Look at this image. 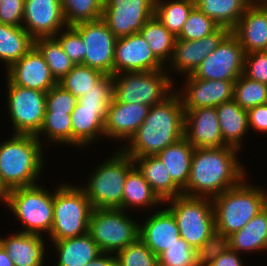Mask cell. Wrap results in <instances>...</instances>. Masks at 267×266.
I'll return each instance as SVG.
<instances>
[{
    "mask_svg": "<svg viewBox=\"0 0 267 266\" xmlns=\"http://www.w3.org/2000/svg\"><path fill=\"white\" fill-rule=\"evenodd\" d=\"M238 149L230 146L195 148L183 195L213 198L238 186L246 173L237 159Z\"/></svg>",
    "mask_w": 267,
    "mask_h": 266,
    "instance_id": "obj_1",
    "label": "cell"
},
{
    "mask_svg": "<svg viewBox=\"0 0 267 266\" xmlns=\"http://www.w3.org/2000/svg\"><path fill=\"white\" fill-rule=\"evenodd\" d=\"M185 111L173 91L163 102L150 107L147 117L122 150L130 157L156 156L184 137Z\"/></svg>",
    "mask_w": 267,
    "mask_h": 266,
    "instance_id": "obj_2",
    "label": "cell"
},
{
    "mask_svg": "<svg viewBox=\"0 0 267 266\" xmlns=\"http://www.w3.org/2000/svg\"><path fill=\"white\" fill-rule=\"evenodd\" d=\"M42 151L34 135L13 134L0 144V178L9 191L36 184L44 163Z\"/></svg>",
    "mask_w": 267,
    "mask_h": 266,
    "instance_id": "obj_3",
    "label": "cell"
},
{
    "mask_svg": "<svg viewBox=\"0 0 267 266\" xmlns=\"http://www.w3.org/2000/svg\"><path fill=\"white\" fill-rule=\"evenodd\" d=\"M246 182L243 180L238 186L212 198L215 230L226 236L242 229L265 208L264 190Z\"/></svg>",
    "mask_w": 267,
    "mask_h": 266,
    "instance_id": "obj_4",
    "label": "cell"
},
{
    "mask_svg": "<svg viewBox=\"0 0 267 266\" xmlns=\"http://www.w3.org/2000/svg\"><path fill=\"white\" fill-rule=\"evenodd\" d=\"M134 166L133 158L121 150L95 169L86 186L81 187L93 209H122L125 180Z\"/></svg>",
    "mask_w": 267,
    "mask_h": 266,
    "instance_id": "obj_5",
    "label": "cell"
},
{
    "mask_svg": "<svg viewBox=\"0 0 267 266\" xmlns=\"http://www.w3.org/2000/svg\"><path fill=\"white\" fill-rule=\"evenodd\" d=\"M92 206L81 187L59 185L54 191L53 225L50 238L54 241L88 233Z\"/></svg>",
    "mask_w": 267,
    "mask_h": 266,
    "instance_id": "obj_6",
    "label": "cell"
},
{
    "mask_svg": "<svg viewBox=\"0 0 267 266\" xmlns=\"http://www.w3.org/2000/svg\"><path fill=\"white\" fill-rule=\"evenodd\" d=\"M175 217L180 237L198 250L215 231V213L212 198L180 195L164 202Z\"/></svg>",
    "mask_w": 267,
    "mask_h": 266,
    "instance_id": "obj_7",
    "label": "cell"
},
{
    "mask_svg": "<svg viewBox=\"0 0 267 266\" xmlns=\"http://www.w3.org/2000/svg\"><path fill=\"white\" fill-rule=\"evenodd\" d=\"M163 70L112 75L113 98L121 103H140L150 107L163 102L173 93L170 91L173 89L172 80Z\"/></svg>",
    "mask_w": 267,
    "mask_h": 266,
    "instance_id": "obj_8",
    "label": "cell"
},
{
    "mask_svg": "<svg viewBox=\"0 0 267 266\" xmlns=\"http://www.w3.org/2000/svg\"><path fill=\"white\" fill-rule=\"evenodd\" d=\"M7 206L23 223L28 234H50L53 225L54 193L38 184L9 191Z\"/></svg>",
    "mask_w": 267,
    "mask_h": 266,
    "instance_id": "obj_9",
    "label": "cell"
},
{
    "mask_svg": "<svg viewBox=\"0 0 267 266\" xmlns=\"http://www.w3.org/2000/svg\"><path fill=\"white\" fill-rule=\"evenodd\" d=\"M122 209H92L88 233L101 252L117 253L139 238L140 224Z\"/></svg>",
    "mask_w": 267,
    "mask_h": 266,
    "instance_id": "obj_10",
    "label": "cell"
},
{
    "mask_svg": "<svg viewBox=\"0 0 267 266\" xmlns=\"http://www.w3.org/2000/svg\"><path fill=\"white\" fill-rule=\"evenodd\" d=\"M8 109L14 134L36 136L44 121L46 92L13 85L7 79Z\"/></svg>",
    "mask_w": 267,
    "mask_h": 266,
    "instance_id": "obj_11",
    "label": "cell"
},
{
    "mask_svg": "<svg viewBox=\"0 0 267 266\" xmlns=\"http://www.w3.org/2000/svg\"><path fill=\"white\" fill-rule=\"evenodd\" d=\"M245 51L230 32L192 74L202 80H236L243 74Z\"/></svg>",
    "mask_w": 267,
    "mask_h": 266,
    "instance_id": "obj_12",
    "label": "cell"
},
{
    "mask_svg": "<svg viewBox=\"0 0 267 266\" xmlns=\"http://www.w3.org/2000/svg\"><path fill=\"white\" fill-rule=\"evenodd\" d=\"M154 10L155 0H105L102 20L120 38L139 33Z\"/></svg>",
    "mask_w": 267,
    "mask_h": 266,
    "instance_id": "obj_13",
    "label": "cell"
},
{
    "mask_svg": "<svg viewBox=\"0 0 267 266\" xmlns=\"http://www.w3.org/2000/svg\"><path fill=\"white\" fill-rule=\"evenodd\" d=\"M73 27L82 36L84 45V65L113 75V61L117 37L102 20L81 22Z\"/></svg>",
    "mask_w": 267,
    "mask_h": 266,
    "instance_id": "obj_14",
    "label": "cell"
},
{
    "mask_svg": "<svg viewBox=\"0 0 267 266\" xmlns=\"http://www.w3.org/2000/svg\"><path fill=\"white\" fill-rule=\"evenodd\" d=\"M163 64L155 57L140 33L117 38L115 43L113 75L122 72L159 71Z\"/></svg>",
    "mask_w": 267,
    "mask_h": 266,
    "instance_id": "obj_15",
    "label": "cell"
},
{
    "mask_svg": "<svg viewBox=\"0 0 267 266\" xmlns=\"http://www.w3.org/2000/svg\"><path fill=\"white\" fill-rule=\"evenodd\" d=\"M66 26L61 0L24 1L22 27L34 39L54 37Z\"/></svg>",
    "mask_w": 267,
    "mask_h": 266,
    "instance_id": "obj_16",
    "label": "cell"
},
{
    "mask_svg": "<svg viewBox=\"0 0 267 266\" xmlns=\"http://www.w3.org/2000/svg\"><path fill=\"white\" fill-rule=\"evenodd\" d=\"M6 71H8L7 79L13 85L23 88L47 93L58 83L52 76L44 57L35 46Z\"/></svg>",
    "mask_w": 267,
    "mask_h": 266,
    "instance_id": "obj_17",
    "label": "cell"
},
{
    "mask_svg": "<svg viewBox=\"0 0 267 266\" xmlns=\"http://www.w3.org/2000/svg\"><path fill=\"white\" fill-rule=\"evenodd\" d=\"M186 77L185 90L178 93L184 110L201 107L216 108L218 105L233 99L235 80H202L195 78L192 74Z\"/></svg>",
    "mask_w": 267,
    "mask_h": 266,
    "instance_id": "obj_18",
    "label": "cell"
},
{
    "mask_svg": "<svg viewBox=\"0 0 267 266\" xmlns=\"http://www.w3.org/2000/svg\"><path fill=\"white\" fill-rule=\"evenodd\" d=\"M231 31L225 27H219L212 34L198 40L176 39L171 57L173 69L191 75L200 66L203 60L214 51L221 41Z\"/></svg>",
    "mask_w": 267,
    "mask_h": 266,
    "instance_id": "obj_19",
    "label": "cell"
},
{
    "mask_svg": "<svg viewBox=\"0 0 267 266\" xmlns=\"http://www.w3.org/2000/svg\"><path fill=\"white\" fill-rule=\"evenodd\" d=\"M184 111V138L194 148H218L225 146L216 108L201 107Z\"/></svg>",
    "mask_w": 267,
    "mask_h": 266,
    "instance_id": "obj_20",
    "label": "cell"
},
{
    "mask_svg": "<svg viewBox=\"0 0 267 266\" xmlns=\"http://www.w3.org/2000/svg\"><path fill=\"white\" fill-rule=\"evenodd\" d=\"M149 109L148 105L121 103L112 98L105 120V137L129 141L144 122Z\"/></svg>",
    "mask_w": 267,
    "mask_h": 266,
    "instance_id": "obj_21",
    "label": "cell"
},
{
    "mask_svg": "<svg viewBox=\"0 0 267 266\" xmlns=\"http://www.w3.org/2000/svg\"><path fill=\"white\" fill-rule=\"evenodd\" d=\"M245 54L267 51V5L252 2L231 31Z\"/></svg>",
    "mask_w": 267,
    "mask_h": 266,
    "instance_id": "obj_22",
    "label": "cell"
},
{
    "mask_svg": "<svg viewBox=\"0 0 267 266\" xmlns=\"http://www.w3.org/2000/svg\"><path fill=\"white\" fill-rule=\"evenodd\" d=\"M180 237L175 217L165 208L155 212L139 226V238L159 256Z\"/></svg>",
    "mask_w": 267,
    "mask_h": 266,
    "instance_id": "obj_23",
    "label": "cell"
},
{
    "mask_svg": "<svg viewBox=\"0 0 267 266\" xmlns=\"http://www.w3.org/2000/svg\"><path fill=\"white\" fill-rule=\"evenodd\" d=\"M45 241L41 235L18 232L9 238H0L14 266H43Z\"/></svg>",
    "mask_w": 267,
    "mask_h": 266,
    "instance_id": "obj_24",
    "label": "cell"
},
{
    "mask_svg": "<svg viewBox=\"0 0 267 266\" xmlns=\"http://www.w3.org/2000/svg\"><path fill=\"white\" fill-rule=\"evenodd\" d=\"M107 111L108 108L84 107L77 102L71 113L72 145L84 147L98 136H105Z\"/></svg>",
    "mask_w": 267,
    "mask_h": 266,
    "instance_id": "obj_25",
    "label": "cell"
},
{
    "mask_svg": "<svg viewBox=\"0 0 267 266\" xmlns=\"http://www.w3.org/2000/svg\"><path fill=\"white\" fill-rule=\"evenodd\" d=\"M133 162L163 203L183 195V190L172 180L165 165L157 156L134 157Z\"/></svg>",
    "mask_w": 267,
    "mask_h": 266,
    "instance_id": "obj_26",
    "label": "cell"
},
{
    "mask_svg": "<svg viewBox=\"0 0 267 266\" xmlns=\"http://www.w3.org/2000/svg\"><path fill=\"white\" fill-rule=\"evenodd\" d=\"M216 111L224 145L240 149L249 130L247 110L232 99L218 105Z\"/></svg>",
    "mask_w": 267,
    "mask_h": 266,
    "instance_id": "obj_27",
    "label": "cell"
},
{
    "mask_svg": "<svg viewBox=\"0 0 267 266\" xmlns=\"http://www.w3.org/2000/svg\"><path fill=\"white\" fill-rule=\"evenodd\" d=\"M194 147L183 137L156 156L165 165L172 180L183 190L189 179Z\"/></svg>",
    "mask_w": 267,
    "mask_h": 266,
    "instance_id": "obj_28",
    "label": "cell"
},
{
    "mask_svg": "<svg viewBox=\"0 0 267 266\" xmlns=\"http://www.w3.org/2000/svg\"><path fill=\"white\" fill-rule=\"evenodd\" d=\"M229 237V249L239 252L267 250V209H262L242 229Z\"/></svg>",
    "mask_w": 267,
    "mask_h": 266,
    "instance_id": "obj_29",
    "label": "cell"
},
{
    "mask_svg": "<svg viewBox=\"0 0 267 266\" xmlns=\"http://www.w3.org/2000/svg\"><path fill=\"white\" fill-rule=\"evenodd\" d=\"M53 244L59 254L57 266H83L101 253L89 233Z\"/></svg>",
    "mask_w": 267,
    "mask_h": 266,
    "instance_id": "obj_30",
    "label": "cell"
},
{
    "mask_svg": "<svg viewBox=\"0 0 267 266\" xmlns=\"http://www.w3.org/2000/svg\"><path fill=\"white\" fill-rule=\"evenodd\" d=\"M195 7L213 19L219 27L232 31L252 0H194Z\"/></svg>",
    "mask_w": 267,
    "mask_h": 266,
    "instance_id": "obj_31",
    "label": "cell"
},
{
    "mask_svg": "<svg viewBox=\"0 0 267 266\" xmlns=\"http://www.w3.org/2000/svg\"><path fill=\"white\" fill-rule=\"evenodd\" d=\"M34 40L23 27L0 23V60L7 69L34 46Z\"/></svg>",
    "mask_w": 267,
    "mask_h": 266,
    "instance_id": "obj_32",
    "label": "cell"
},
{
    "mask_svg": "<svg viewBox=\"0 0 267 266\" xmlns=\"http://www.w3.org/2000/svg\"><path fill=\"white\" fill-rule=\"evenodd\" d=\"M163 201L153 191L149 183L145 180L142 173L134 166L129 172L125 180L122 210L128 207H150L161 204Z\"/></svg>",
    "mask_w": 267,
    "mask_h": 266,
    "instance_id": "obj_33",
    "label": "cell"
},
{
    "mask_svg": "<svg viewBox=\"0 0 267 266\" xmlns=\"http://www.w3.org/2000/svg\"><path fill=\"white\" fill-rule=\"evenodd\" d=\"M139 33L148 43L155 57L165 66V61L171 60L177 39L176 36L155 16L151 17L143 25Z\"/></svg>",
    "mask_w": 267,
    "mask_h": 266,
    "instance_id": "obj_34",
    "label": "cell"
},
{
    "mask_svg": "<svg viewBox=\"0 0 267 266\" xmlns=\"http://www.w3.org/2000/svg\"><path fill=\"white\" fill-rule=\"evenodd\" d=\"M194 8V0H155L154 16L177 36Z\"/></svg>",
    "mask_w": 267,
    "mask_h": 266,
    "instance_id": "obj_35",
    "label": "cell"
},
{
    "mask_svg": "<svg viewBox=\"0 0 267 266\" xmlns=\"http://www.w3.org/2000/svg\"><path fill=\"white\" fill-rule=\"evenodd\" d=\"M34 46L44 57L52 76L57 82L75 66V63L65 54L55 37L36 38Z\"/></svg>",
    "mask_w": 267,
    "mask_h": 266,
    "instance_id": "obj_36",
    "label": "cell"
},
{
    "mask_svg": "<svg viewBox=\"0 0 267 266\" xmlns=\"http://www.w3.org/2000/svg\"><path fill=\"white\" fill-rule=\"evenodd\" d=\"M105 0H61L67 26L102 19Z\"/></svg>",
    "mask_w": 267,
    "mask_h": 266,
    "instance_id": "obj_37",
    "label": "cell"
},
{
    "mask_svg": "<svg viewBox=\"0 0 267 266\" xmlns=\"http://www.w3.org/2000/svg\"><path fill=\"white\" fill-rule=\"evenodd\" d=\"M104 74L98 69L88 67L84 64L75 66L60 80L58 84L69 91L77 99L98 82Z\"/></svg>",
    "mask_w": 267,
    "mask_h": 266,
    "instance_id": "obj_38",
    "label": "cell"
},
{
    "mask_svg": "<svg viewBox=\"0 0 267 266\" xmlns=\"http://www.w3.org/2000/svg\"><path fill=\"white\" fill-rule=\"evenodd\" d=\"M233 100L245 110L266 104L267 85L249 79L242 74L235 80Z\"/></svg>",
    "mask_w": 267,
    "mask_h": 266,
    "instance_id": "obj_39",
    "label": "cell"
},
{
    "mask_svg": "<svg viewBox=\"0 0 267 266\" xmlns=\"http://www.w3.org/2000/svg\"><path fill=\"white\" fill-rule=\"evenodd\" d=\"M46 134L53 143H67L72 145V124L71 114L45 112L43 125L36 135L40 140V135Z\"/></svg>",
    "mask_w": 267,
    "mask_h": 266,
    "instance_id": "obj_40",
    "label": "cell"
},
{
    "mask_svg": "<svg viewBox=\"0 0 267 266\" xmlns=\"http://www.w3.org/2000/svg\"><path fill=\"white\" fill-rule=\"evenodd\" d=\"M114 254L118 266H159L158 256L140 238Z\"/></svg>",
    "mask_w": 267,
    "mask_h": 266,
    "instance_id": "obj_41",
    "label": "cell"
},
{
    "mask_svg": "<svg viewBox=\"0 0 267 266\" xmlns=\"http://www.w3.org/2000/svg\"><path fill=\"white\" fill-rule=\"evenodd\" d=\"M219 25L198 8H194L176 36L182 40H198L215 32Z\"/></svg>",
    "mask_w": 267,
    "mask_h": 266,
    "instance_id": "obj_42",
    "label": "cell"
},
{
    "mask_svg": "<svg viewBox=\"0 0 267 266\" xmlns=\"http://www.w3.org/2000/svg\"><path fill=\"white\" fill-rule=\"evenodd\" d=\"M158 262L159 266H198L197 250L179 237L158 256Z\"/></svg>",
    "mask_w": 267,
    "mask_h": 266,
    "instance_id": "obj_43",
    "label": "cell"
},
{
    "mask_svg": "<svg viewBox=\"0 0 267 266\" xmlns=\"http://www.w3.org/2000/svg\"><path fill=\"white\" fill-rule=\"evenodd\" d=\"M113 98L112 75H104L92 89L78 98V103L90 108H109Z\"/></svg>",
    "mask_w": 267,
    "mask_h": 266,
    "instance_id": "obj_44",
    "label": "cell"
},
{
    "mask_svg": "<svg viewBox=\"0 0 267 266\" xmlns=\"http://www.w3.org/2000/svg\"><path fill=\"white\" fill-rule=\"evenodd\" d=\"M229 249V237L217 230L208 237L197 250L198 266H209Z\"/></svg>",
    "mask_w": 267,
    "mask_h": 266,
    "instance_id": "obj_45",
    "label": "cell"
},
{
    "mask_svg": "<svg viewBox=\"0 0 267 266\" xmlns=\"http://www.w3.org/2000/svg\"><path fill=\"white\" fill-rule=\"evenodd\" d=\"M65 29H66V31L59 32L54 37L59 41L65 54L75 64H84V56H85L84 45H85V42H84L82 36L73 26H66ZM60 33H62V34H60Z\"/></svg>",
    "mask_w": 267,
    "mask_h": 266,
    "instance_id": "obj_46",
    "label": "cell"
},
{
    "mask_svg": "<svg viewBox=\"0 0 267 266\" xmlns=\"http://www.w3.org/2000/svg\"><path fill=\"white\" fill-rule=\"evenodd\" d=\"M78 99L58 83L46 93V111L71 114Z\"/></svg>",
    "mask_w": 267,
    "mask_h": 266,
    "instance_id": "obj_47",
    "label": "cell"
},
{
    "mask_svg": "<svg viewBox=\"0 0 267 266\" xmlns=\"http://www.w3.org/2000/svg\"><path fill=\"white\" fill-rule=\"evenodd\" d=\"M243 75L267 85V51L245 54Z\"/></svg>",
    "mask_w": 267,
    "mask_h": 266,
    "instance_id": "obj_48",
    "label": "cell"
},
{
    "mask_svg": "<svg viewBox=\"0 0 267 266\" xmlns=\"http://www.w3.org/2000/svg\"><path fill=\"white\" fill-rule=\"evenodd\" d=\"M25 0H2L0 23L22 27Z\"/></svg>",
    "mask_w": 267,
    "mask_h": 266,
    "instance_id": "obj_49",
    "label": "cell"
},
{
    "mask_svg": "<svg viewBox=\"0 0 267 266\" xmlns=\"http://www.w3.org/2000/svg\"><path fill=\"white\" fill-rule=\"evenodd\" d=\"M247 113L249 129L267 133V103L250 108Z\"/></svg>",
    "mask_w": 267,
    "mask_h": 266,
    "instance_id": "obj_50",
    "label": "cell"
},
{
    "mask_svg": "<svg viewBox=\"0 0 267 266\" xmlns=\"http://www.w3.org/2000/svg\"><path fill=\"white\" fill-rule=\"evenodd\" d=\"M240 253L228 249L217 259H215L209 266H244L238 256Z\"/></svg>",
    "mask_w": 267,
    "mask_h": 266,
    "instance_id": "obj_51",
    "label": "cell"
},
{
    "mask_svg": "<svg viewBox=\"0 0 267 266\" xmlns=\"http://www.w3.org/2000/svg\"><path fill=\"white\" fill-rule=\"evenodd\" d=\"M107 252H101L91 262L83 266H118L116 255Z\"/></svg>",
    "mask_w": 267,
    "mask_h": 266,
    "instance_id": "obj_52",
    "label": "cell"
},
{
    "mask_svg": "<svg viewBox=\"0 0 267 266\" xmlns=\"http://www.w3.org/2000/svg\"><path fill=\"white\" fill-rule=\"evenodd\" d=\"M0 266H14V263L8 256L7 251L0 244Z\"/></svg>",
    "mask_w": 267,
    "mask_h": 266,
    "instance_id": "obj_53",
    "label": "cell"
},
{
    "mask_svg": "<svg viewBox=\"0 0 267 266\" xmlns=\"http://www.w3.org/2000/svg\"><path fill=\"white\" fill-rule=\"evenodd\" d=\"M8 196H9V190L7 189V187L3 184L1 178H0V200L2 199V201L4 203H7L8 200Z\"/></svg>",
    "mask_w": 267,
    "mask_h": 266,
    "instance_id": "obj_54",
    "label": "cell"
},
{
    "mask_svg": "<svg viewBox=\"0 0 267 266\" xmlns=\"http://www.w3.org/2000/svg\"><path fill=\"white\" fill-rule=\"evenodd\" d=\"M264 194H265V208L267 209V192L264 191Z\"/></svg>",
    "mask_w": 267,
    "mask_h": 266,
    "instance_id": "obj_55",
    "label": "cell"
},
{
    "mask_svg": "<svg viewBox=\"0 0 267 266\" xmlns=\"http://www.w3.org/2000/svg\"><path fill=\"white\" fill-rule=\"evenodd\" d=\"M258 2L261 4L267 5V0H259Z\"/></svg>",
    "mask_w": 267,
    "mask_h": 266,
    "instance_id": "obj_56",
    "label": "cell"
}]
</instances>
